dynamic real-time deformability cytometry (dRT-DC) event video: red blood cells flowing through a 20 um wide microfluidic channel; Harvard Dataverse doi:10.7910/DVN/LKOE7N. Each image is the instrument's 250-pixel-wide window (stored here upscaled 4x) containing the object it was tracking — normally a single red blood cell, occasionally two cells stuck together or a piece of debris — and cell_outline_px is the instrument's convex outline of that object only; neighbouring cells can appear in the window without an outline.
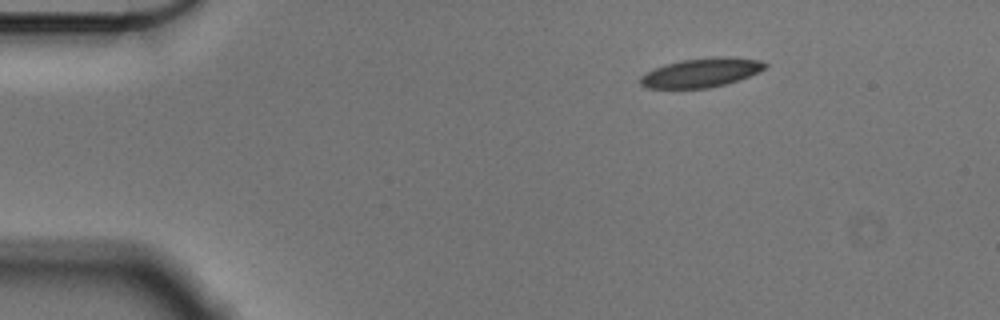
{"species": "Egyptian fruit bat (a non-hibernating species)", "species_latin": "Rousettus aegyptiacus", "temperature_condition": "cold", "stored_images_in_passage": 49, "camera_frame_rate_fps": 3000, "um_per_image_px": 0.085, "animal": {"sex": "male"}, "frame": {"image": 1, "passage_image": 1, "time_ms": 0.0, "image_size_px": [1000, 320], "cell_outline_px": [[768, 64], [764, 68], [748, 76], [724, 84], [708, 88], [648, 88], [640, 84], [640, 76], [652, 68], [680, 60], [712, 56], [720, 56], [760, 60]], "centroid_in_image_um": [59.54, 6.16], "position_along_channel_um": 25.5, "area_um2": 20.98}}
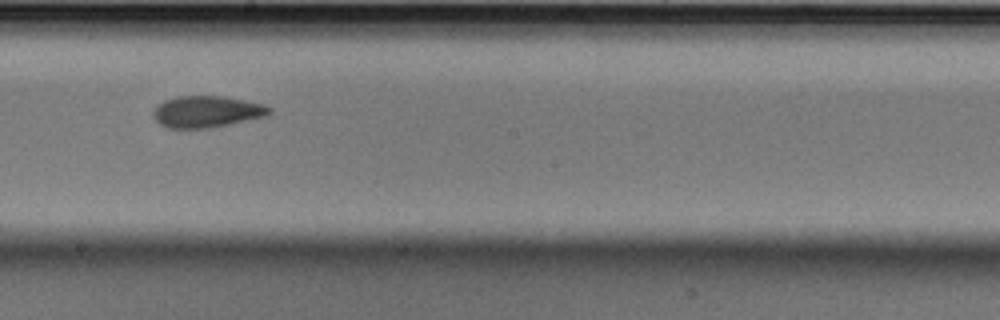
{"frame": {"image": 2, "passage_image": 24, "time_ms": 7.667, "image_size_px": [1000, 320], "cell_outline_px": [[272, 112], [268, 116], [212, 128], [168, 128], [160, 124], [152, 116], [152, 112], [164, 100], [176, 96], [224, 96], [264, 104], [272, 108]], "centroid_in_image_um": [17.61, 9.49], "position_along_channel_um": 230.6, "area_um2": 21.56}}
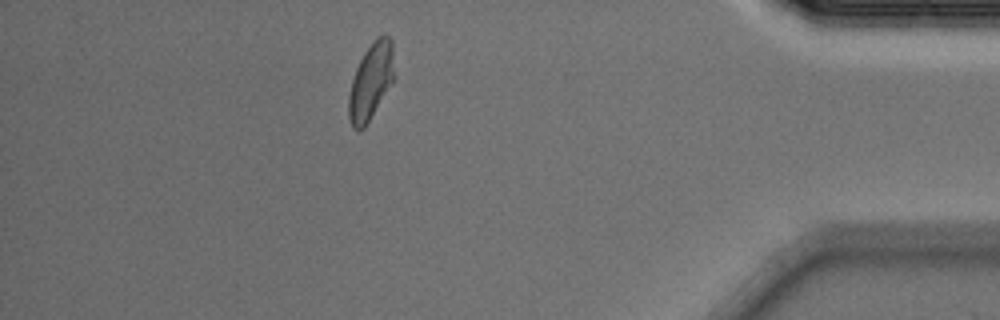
{"frame": {"image": 3, "passage_image": 42, "time_ms": 13.667, "image_size_px": [1000, 320], "cell_outline_px": [[392, 80], [364, 128], [352, 128], [348, 116], [348, 96], [352, 80], [356, 68], [364, 52], [380, 36], [388, 36], [392, 40]], "centroid_in_image_um": [31.47, 6.94], "position_along_channel_um": 403.7, "area_um2": 19.25}, "authors_computed_cell_mechanics": {"area_um2": 21.0392, "velocity_mm_per_s": 3.5689, "shape_relaxation_time_tau1_ms": 8.5169, "shape_relaxation_time_tau2_ms": 2.4066, "deformation_change_tau1": 0.1562, "deformation_change_tau2": 0.0943}}